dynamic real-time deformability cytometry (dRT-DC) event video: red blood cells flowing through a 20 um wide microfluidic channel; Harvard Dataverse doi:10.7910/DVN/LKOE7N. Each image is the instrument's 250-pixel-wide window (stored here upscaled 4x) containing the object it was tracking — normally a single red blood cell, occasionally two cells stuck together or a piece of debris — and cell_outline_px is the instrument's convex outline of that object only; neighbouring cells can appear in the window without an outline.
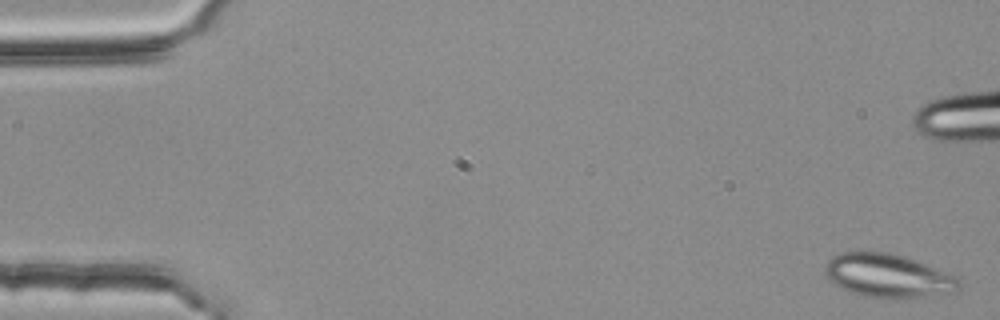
{"species": "common noctule bat (a hibernating species)", "species_latin": "Nyctalus noctula", "temperature_condition": "room temperature", "stored_images_in_passage": 5, "camera_frame_rate_fps": 3000, "um_per_image_px": 0.085, "animal": {"sex": "female", "body_mass_g": 25.1}, "frame": {"image": 1, "passage_image": 1, "time_ms": 0.0, "image_size_px": [1000, 320], "cell_outline_px": [[960, 288], [956, 292], [928, 296], [864, 296], [848, 292], [832, 284], [824, 276], [824, 264], [832, 256], [840, 252], [892, 252], [916, 260], [956, 276], [960, 280]], "centroid_in_image_um": [75.42, 23.41], "position_along_channel_um": 9.6, "area_um2": 33.93}}